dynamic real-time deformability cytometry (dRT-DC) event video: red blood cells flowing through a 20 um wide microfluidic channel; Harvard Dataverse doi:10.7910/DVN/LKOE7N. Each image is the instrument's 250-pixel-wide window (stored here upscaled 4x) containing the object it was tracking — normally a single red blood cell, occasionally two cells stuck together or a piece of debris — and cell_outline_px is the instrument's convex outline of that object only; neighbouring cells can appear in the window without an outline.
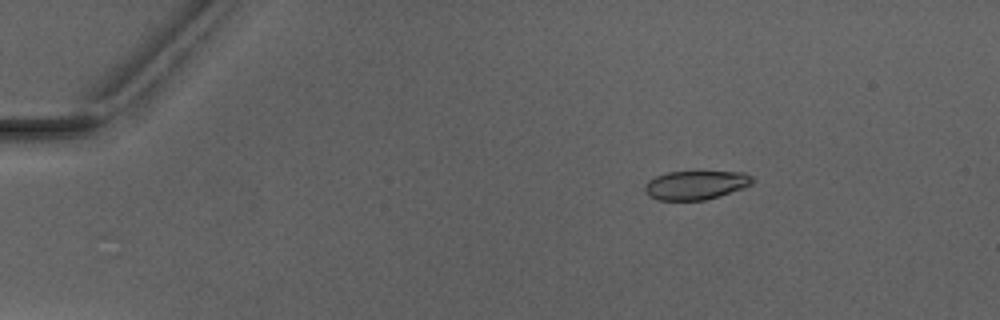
{"species": "Egyptian fruit bat (a non-hibernating species)", "species_latin": "Rousettus aegyptiacus", "temperature_condition": "warm", "stored_images_in_passage": 4, "camera_frame_rate_fps": 3000, "um_per_image_px": 0.085, "animal": {"sex": "male"}, "frame": {"image": 1, "passage_image": 2, "time_ms": 2.333, "image_size_px": [1000, 320], "cell_outline_px": [[756, 180], [752, 184], [720, 196], [704, 200], [656, 200], [648, 196], [644, 192], [644, 184], [648, 180], [656, 176], [668, 172], [744, 172], [752, 176]], "centroid_in_image_um": [59.11, 15.73], "position_along_channel_um": 25.9, "area_um2": 18.21}}